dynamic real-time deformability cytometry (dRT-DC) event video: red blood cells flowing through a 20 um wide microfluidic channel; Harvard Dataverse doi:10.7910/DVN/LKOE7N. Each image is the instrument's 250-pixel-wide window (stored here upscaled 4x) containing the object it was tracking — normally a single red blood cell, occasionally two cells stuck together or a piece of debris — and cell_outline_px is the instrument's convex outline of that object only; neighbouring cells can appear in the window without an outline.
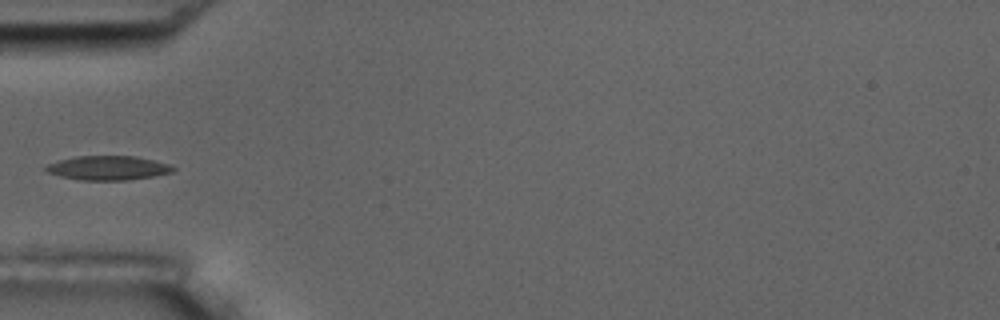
{"species": "common noctule bat (a hibernating species)", "species_latin": "Nyctalus noctula", "temperature_condition": "room temperature", "stored_images_in_passage": 9, "camera_frame_rate_fps": 3000, "um_per_image_px": 0.085, "animal": {"sex": "male", "body_mass_g": 17.5, "forearm_length_mm": 52.3}, "frame": {"image": 1, "passage_image": 6, "time_ms": 6.0, "image_size_px": [1000, 320], "cell_outline_px": [[176, 168], [172, 172], [152, 176], [128, 180], [80, 180], [60, 176], [48, 172], [44, 168], [48, 164], [56, 160], [76, 156], [136, 156], [168, 164]], "centroid_in_image_um": [9.14, 14.27], "position_along_channel_um": 75.9, "area_um2": 17.86}}
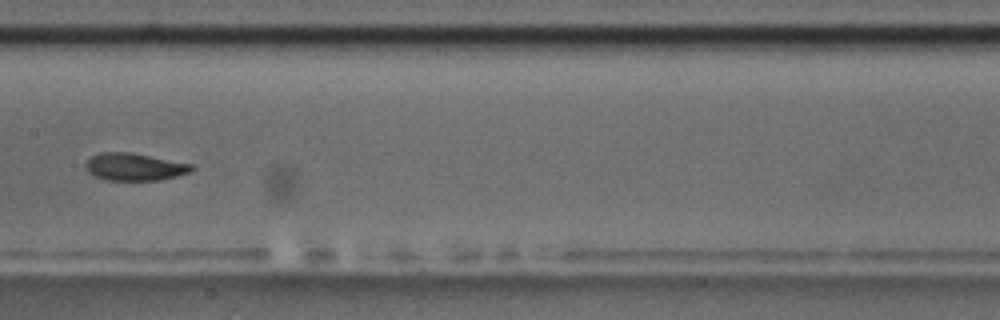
{"frame": {"image": 2, "passage_image": 9, "time_ms": 9.333, "image_size_px": [1000, 320], "cell_outline_px": [[196, 168], [188, 172], [176, 176], [156, 180], [108, 180], [96, 176], [88, 172], [84, 164], [92, 156], [100, 152], [132, 152], [192, 164]], "centroid_in_image_um": [11.43, 14.17], "position_along_channel_um": 196.0, "area_um2": 16.82}}